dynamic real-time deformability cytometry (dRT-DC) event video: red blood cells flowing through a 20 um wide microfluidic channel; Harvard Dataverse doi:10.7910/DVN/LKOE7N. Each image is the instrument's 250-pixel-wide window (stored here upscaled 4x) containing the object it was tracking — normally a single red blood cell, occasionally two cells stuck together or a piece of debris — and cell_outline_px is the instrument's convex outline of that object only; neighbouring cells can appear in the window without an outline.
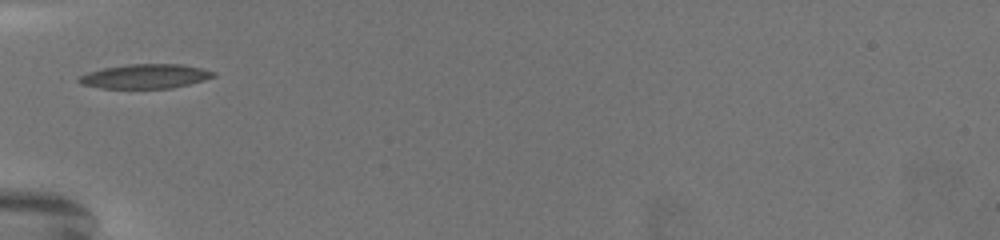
{"species": "common noctule bat (a hibernating species)", "species_latin": "Nyctalus noctula", "temperature_condition": "warm", "stored_images_in_passage": 39, "camera_frame_rate_fps": 3000, "um_per_image_px": 0.085, "animal": {"sex": "female", "body_mass_g": 19.5, "forearm_length_mm": 54.1}, "frame": {"image": 1, "passage_image": 1, "time_ms": 0.0, "image_size_px": [1000, 240], "cell_outline_px": [[216, 76], [188, 84], [172, 88], [100, 88], [80, 84], [76, 80], [80, 76], [88, 72], [104, 68], [128, 64], [180, 64], [200, 68], [216, 72]], "centroid_in_image_um": [12.32, 6.49], "position_along_channel_um": 72.7, "area_um2": 18.96}}
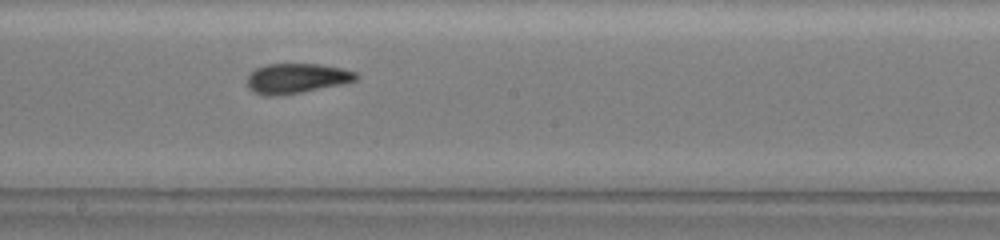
{"frame": {"image": 2, "passage_image": 16, "time_ms": 5.0, "image_size_px": [1000, 240], "cell_outline_px": [[360, 76], [356, 80], [340, 84], [280, 96], [264, 96], [252, 92], [248, 88], [248, 76], [256, 68], [268, 64], [320, 64], [344, 68], [356, 72]], "centroid_in_image_um": [25.2, 6.66], "position_along_channel_um": 223.0, "area_um2": 19.02}}
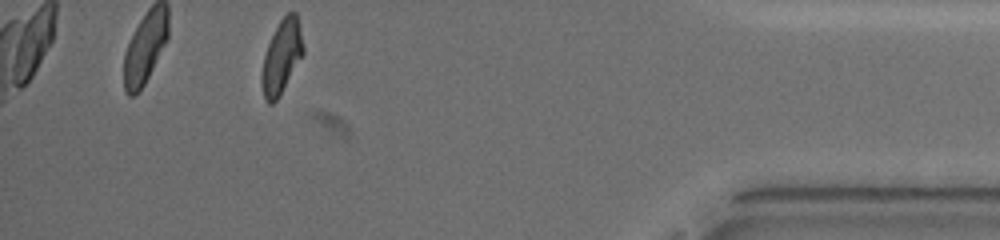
{"frame": {"image": 3, "passage_image": 39, "time_ms": 12.667, "image_size_px": [1000, 240], "cell_outline_px": [[304, 52], [280, 96], [272, 104], [268, 104], [264, 100], [260, 80], [260, 76], [264, 56], [268, 44], [280, 20], [288, 12], [296, 12], [304, 48]], "centroid_in_image_um": [23.91, 4.88], "position_along_channel_um": 411.3, "area_um2": 17.69}, "authors_computed_cell_mechanics": {"area_um2": 18.9006, "velocity_mm_per_s": 3.0335, "shape_relaxation_time_tau1_ms": 6.5249, "shape_relaxation_time_tau2_ms": 2.6374, "deformation_change_tau1": 0.2014, "deformation_change_tau2": 0.0958}}